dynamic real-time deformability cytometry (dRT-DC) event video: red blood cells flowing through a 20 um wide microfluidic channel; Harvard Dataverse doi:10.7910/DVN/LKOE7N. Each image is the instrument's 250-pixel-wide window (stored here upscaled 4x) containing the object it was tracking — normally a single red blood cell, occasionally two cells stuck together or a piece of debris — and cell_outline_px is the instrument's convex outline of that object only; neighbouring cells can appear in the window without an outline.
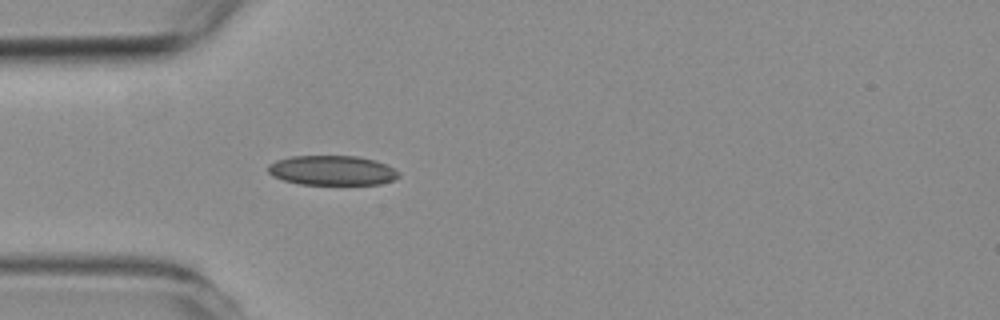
{"species": "common noctule bat (a hibernating species)", "species_latin": "Nyctalus noctula", "temperature_condition": "room temperature", "stored_images_in_passage": 5, "camera_frame_rate_fps": 3000, "um_per_image_px": 0.085, "animal": {"sex": "female", "body_mass_g": 19.3, "forearm_length_mm": 54.1}, "frame": {"image": 1, "passage_image": 5, "time_ms": 4.667, "image_size_px": [1000, 320], "cell_outline_px": [[400, 176], [392, 180], [380, 184], [300, 184], [284, 180], [272, 176], [268, 172], [268, 164], [276, 160], [292, 156], [356, 156], [376, 160], [400, 172]], "centroid_in_image_um": [28.21, 14.48], "position_along_channel_um": 56.8, "area_um2": 22.54}}